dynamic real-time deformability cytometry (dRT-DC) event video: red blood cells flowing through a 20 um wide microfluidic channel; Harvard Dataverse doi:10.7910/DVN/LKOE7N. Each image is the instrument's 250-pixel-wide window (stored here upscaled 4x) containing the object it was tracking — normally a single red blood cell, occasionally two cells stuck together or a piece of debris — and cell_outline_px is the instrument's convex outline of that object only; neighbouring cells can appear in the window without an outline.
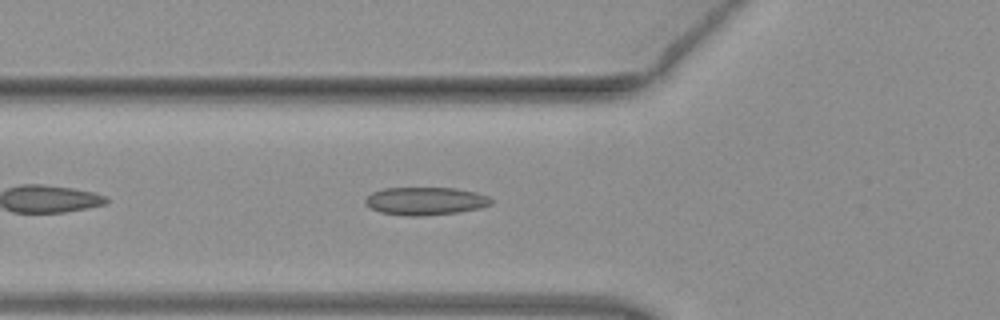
{"species": "common noctule bat (a hibernating species)", "species_latin": "Nyctalus noctula", "temperature_condition": "warm", "stored_images_in_passage": 24, "camera_frame_rate_fps": 3000, "um_per_image_px": 0.085, "animal": {"sex": "female", "body_mass_g": 19.3, "forearm_length_mm": 54.1}, "frame": {"image": 1, "passage_image": 5, "time_ms": 1.333, "image_size_px": [1000, 320], "cell_outline_px": [[492, 204], [480, 208], [460, 212], [424, 216], [404, 216], [380, 212], [364, 204], [364, 200], [372, 192], [384, 188], [456, 188], [476, 192], [488, 196], [492, 200]], "centroid_in_image_um": [36.16, 17.09], "position_along_channel_um": 89.6, "area_um2": 20.63}}
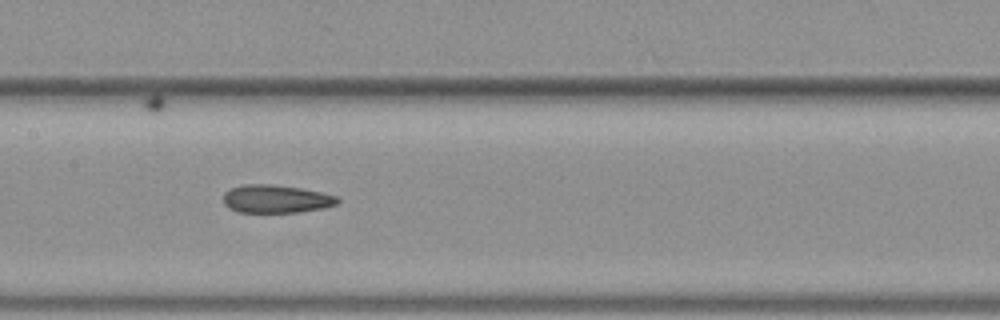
{"frame": {"image": 2, "passage_image": 12, "time_ms": 3.667, "image_size_px": [1000, 320], "cell_outline_px": [[340, 200], [336, 204], [324, 208], [296, 212], [236, 212], [228, 208], [224, 204], [224, 192], [232, 188], [244, 184], [272, 184], [300, 188], [324, 192], [340, 196]], "centroid_in_image_um": [23.49, 16.9], "position_along_channel_um": 183.9, "area_um2": 18.84}}
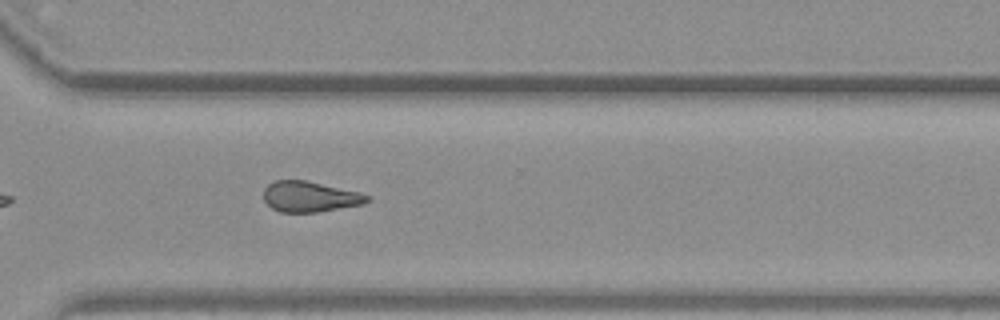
{"frame": {"image": 3, "passage_image": 24, "time_ms": 7.667, "image_size_px": [1000, 320], "cell_outline_px": [[372, 200], [364, 204], [320, 212], [280, 212], [272, 208], [264, 200], [264, 188], [268, 184], [276, 180], [304, 180], [360, 192], [372, 196]], "centroid_in_image_um": [26.39, 16.72], "position_along_channel_um": 344.2, "area_um2": 18.61}}